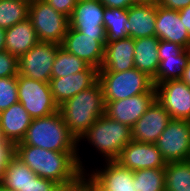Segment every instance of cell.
Listing matches in <instances>:
<instances>
[{"label":"cell","instance_id":"cell-1","mask_svg":"<svg viewBox=\"0 0 190 191\" xmlns=\"http://www.w3.org/2000/svg\"><path fill=\"white\" fill-rule=\"evenodd\" d=\"M14 155L37 176L58 184L74 181L84 171L78 163V152H57L32 145H14Z\"/></svg>","mask_w":190,"mask_h":191},{"label":"cell","instance_id":"cell-2","mask_svg":"<svg viewBox=\"0 0 190 191\" xmlns=\"http://www.w3.org/2000/svg\"><path fill=\"white\" fill-rule=\"evenodd\" d=\"M15 145H32L57 152H78V163L86 171L79 155L77 139L70 133L59 111L32 120L24 138ZM81 159V160H80Z\"/></svg>","mask_w":190,"mask_h":191},{"label":"cell","instance_id":"cell-3","mask_svg":"<svg viewBox=\"0 0 190 191\" xmlns=\"http://www.w3.org/2000/svg\"><path fill=\"white\" fill-rule=\"evenodd\" d=\"M65 124L77 139L105 114L103 88L99 81L87 90L81 91L59 106Z\"/></svg>","mask_w":190,"mask_h":191},{"label":"cell","instance_id":"cell-4","mask_svg":"<svg viewBox=\"0 0 190 191\" xmlns=\"http://www.w3.org/2000/svg\"><path fill=\"white\" fill-rule=\"evenodd\" d=\"M88 141L102 154L104 161L116 160L122 149L132 141V130L129 126L109 118L106 114L99 117L95 123L79 138V142Z\"/></svg>","mask_w":190,"mask_h":191},{"label":"cell","instance_id":"cell-5","mask_svg":"<svg viewBox=\"0 0 190 191\" xmlns=\"http://www.w3.org/2000/svg\"><path fill=\"white\" fill-rule=\"evenodd\" d=\"M104 101L123 100L137 94L156 92L152 78L137 68L121 72H98Z\"/></svg>","mask_w":190,"mask_h":191},{"label":"cell","instance_id":"cell-6","mask_svg":"<svg viewBox=\"0 0 190 191\" xmlns=\"http://www.w3.org/2000/svg\"><path fill=\"white\" fill-rule=\"evenodd\" d=\"M40 42L62 44L69 28V18L51 7L45 0L29 5V16Z\"/></svg>","mask_w":190,"mask_h":191},{"label":"cell","instance_id":"cell-7","mask_svg":"<svg viewBox=\"0 0 190 191\" xmlns=\"http://www.w3.org/2000/svg\"><path fill=\"white\" fill-rule=\"evenodd\" d=\"M17 87L18 100L33 119L49 116L59 111L49 83L18 74Z\"/></svg>","mask_w":190,"mask_h":191},{"label":"cell","instance_id":"cell-8","mask_svg":"<svg viewBox=\"0 0 190 191\" xmlns=\"http://www.w3.org/2000/svg\"><path fill=\"white\" fill-rule=\"evenodd\" d=\"M155 145L167 163L190 160V121L171 119Z\"/></svg>","mask_w":190,"mask_h":191},{"label":"cell","instance_id":"cell-9","mask_svg":"<svg viewBox=\"0 0 190 191\" xmlns=\"http://www.w3.org/2000/svg\"><path fill=\"white\" fill-rule=\"evenodd\" d=\"M60 47L53 42H39L18 59L19 74L49 83L53 62Z\"/></svg>","mask_w":190,"mask_h":191},{"label":"cell","instance_id":"cell-10","mask_svg":"<svg viewBox=\"0 0 190 191\" xmlns=\"http://www.w3.org/2000/svg\"><path fill=\"white\" fill-rule=\"evenodd\" d=\"M105 6L100 0L77 1L69 18V27L84 35L97 36L104 46L107 43L103 17Z\"/></svg>","mask_w":190,"mask_h":191},{"label":"cell","instance_id":"cell-11","mask_svg":"<svg viewBox=\"0 0 190 191\" xmlns=\"http://www.w3.org/2000/svg\"><path fill=\"white\" fill-rule=\"evenodd\" d=\"M157 101L172 119L190 121V87L181 79L168 80L155 86Z\"/></svg>","mask_w":190,"mask_h":191},{"label":"cell","instance_id":"cell-12","mask_svg":"<svg viewBox=\"0 0 190 191\" xmlns=\"http://www.w3.org/2000/svg\"><path fill=\"white\" fill-rule=\"evenodd\" d=\"M131 171L146 168H165L167 162L155 144L130 141L115 160Z\"/></svg>","mask_w":190,"mask_h":191},{"label":"cell","instance_id":"cell-13","mask_svg":"<svg viewBox=\"0 0 190 191\" xmlns=\"http://www.w3.org/2000/svg\"><path fill=\"white\" fill-rule=\"evenodd\" d=\"M155 99L156 92H147L123 100L104 101L105 114L132 128Z\"/></svg>","mask_w":190,"mask_h":191},{"label":"cell","instance_id":"cell-14","mask_svg":"<svg viewBox=\"0 0 190 191\" xmlns=\"http://www.w3.org/2000/svg\"><path fill=\"white\" fill-rule=\"evenodd\" d=\"M171 119L168 111L155 99L131 128L132 141L155 144Z\"/></svg>","mask_w":190,"mask_h":191},{"label":"cell","instance_id":"cell-15","mask_svg":"<svg viewBox=\"0 0 190 191\" xmlns=\"http://www.w3.org/2000/svg\"><path fill=\"white\" fill-rule=\"evenodd\" d=\"M61 47L79 59L84 60L90 66L98 70L101 68L105 46L100 41H97V36L84 35L69 27Z\"/></svg>","mask_w":190,"mask_h":191},{"label":"cell","instance_id":"cell-16","mask_svg":"<svg viewBox=\"0 0 190 191\" xmlns=\"http://www.w3.org/2000/svg\"><path fill=\"white\" fill-rule=\"evenodd\" d=\"M105 162L104 168L93 169L88 173L98 191H136L133 171L121 166L115 160Z\"/></svg>","mask_w":190,"mask_h":191},{"label":"cell","instance_id":"cell-17","mask_svg":"<svg viewBox=\"0 0 190 191\" xmlns=\"http://www.w3.org/2000/svg\"><path fill=\"white\" fill-rule=\"evenodd\" d=\"M98 81V69L89 66L86 70L61 78H51L49 86L58 106L77 93L87 90Z\"/></svg>","mask_w":190,"mask_h":191},{"label":"cell","instance_id":"cell-18","mask_svg":"<svg viewBox=\"0 0 190 191\" xmlns=\"http://www.w3.org/2000/svg\"><path fill=\"white\" fill-rule=\"evenodd\" d=\"M155 36L159 40L177 43L187 49L190 35L180 21L177 10L167 9L157 4Z\"/></svg>","mask_w":190,"mask_h":191},{"label":"cell","instance_id":"cell-19","mask_svg":"<svg viewBox=\"0 0 190 191\" xmlns=\"http://www.w3.org/2000/svg\"><path fill=\"white\" fill-rule=\"evenodd\" d=\"M134 39L127 37L115 41H107L104 59L98 72H121L135 68Z\"/></svg>","mask_w":190,"mask_h":191},{"label":"cell","instance_id":"cell-20","mask_svg":"<svg viewBox=\"0 0 190 191\" xmlns=\"http://www.w3.org/2000/svg\"><path fill=\"white\" fill-rule=\"evenodd\" d=\"M33 118L23 105L18 102L0 112V138L13 145L24 138Z\"/></svg>","mask_w":190,"mask_h":191},{"label":"cell","instance_id":"cell-21","mask_svg":"<svg viewBox=\"0 0 190 191\" xmlns=\"http://www.w3.org/2000/svg\"><path fill=\"white\" fill-rule=\"evenodd\" d=\"M157 4L136 3L127 9L129 37L155 36Z\"/></svg>","mask_w":190,"mask_h":191},{"label":"cell","instance_id":"cell-22","mask_svg":"<svg viewBox=\"0 0 190 191\" xmlns=\"http://www.w3.org/2000/svg\"><path fill=\"white\" fill-rule=\"evenodd\" d=\"M40 42L29 18L18 22L5 32V50L18 59Z\"/></svg>","mask_w":190,"mask_h":191},{"label":"cell","instance_id":"cell-23","mask_svg":"<svg viewBox=\"0 0 190 191\" xmlns=\"http://www.w3.org/2000/svg\"><path fill=\"white\" fill-rule=\"evenodd\" d=\"M156 36L134 39V66L154 78L159 67L158 44Z\"/></svg>","mask_w":190,"mask_h":191},{"label":"cell","instance_id":"cell-24","mask_svg":"<svg viewBox=\"0 0 190 191\" xmlns=\"http://www.w3.org/2000/svg\"><path fill=\"white\" fill-rule=\"evenodd\" d=\"M38 176L19 158L13 155L4 170L0 186L11 191H27L32 178Z\"/></svg>","mask_w":190,"mask_h":191},{"label":"cell","instance_id":"cell-25","mask_svg":"<svg viewBox=\"0 0 190 191\" xmlns=\"http://www.w3.org/2000/svg\"><path fill=\"white\" fill-rule=\"evenodd\" d=\"M103 23L107 41L129 37L127 9L105 7Z\"/></svg>","mask_w":190,"mask_h":191},{"label":"cell","instance_id":"cell-26","mask_svg":"<svg viewBox=\"0 0 190 191\" xmlns=\"http://www.w3.org/2000/svg\"><path fill=\"white\" fill-rule=\"evenodd\" d=\"M165 191H190V160L167 163Z\"/></svg>","mask_w":190,"mask_h":191},{"label":"cell","instance_id":"cell-27","mask_svg":"<svg viewBox=\"0 0 190 191\" xmlns=\"http://www.w3.org/2000/svg\"><path fill=\"white\" fill-rule=\"evenodd\" d=\"M189 61V54L185 49L178 57L166 58L159 62V67L155 77L152 79L154 85L168 81L181 79L184 69Z\"/></svg>","mask_w":190,"mask_h":191},{"label":"cell","instance_id":"cell-28","mask_svg":"<svg viewBox=\"0 0 190 191\" xmlns=\"http://www.w3.org/2000/svg\"><path fill=\"white\" fill-rule=\"evenodd\" d=\"M90 65L60 47L53 62L51 78L66 77L86 70Z\"/></svg>","mask_w":190,"mask_h":191},{"label":"cell","instance_id":"cell-29","mask_svg":"<svg viewBox=\"0 0 190 191\" xmlns=\"http://www.w3.org/2000/svg\"><path fill=\"white\" fill-rule=\"evenodd\" d=\"M29 3L23 0H0V27L7 29L29 16Z\"/></svg>","mask_w":190,"mask_h":191},{"label":"cell","instance_id":"cell-30","mask_svg":"<svg viewBox=\"0 0 190 191\" xmlns=\"http://www.w3.org/2000/svg\"><path fill=\"white\" fill-rule=\"evenodd\" d=\"M136 191H165V168L133 171Z\"/></svg>","mask_w":190,"mask_h":191},{"label":"cell","instance_id":"cell-31","mask_svg":"<svg viewBox=\"0 0 190 191\" xmlns=\"http://www.w3.org/2000/svg\"><path fill=\"white\" fill-rule=\"evenodd\" d=\"M18 102L17 76L0 78V112Z\"/></svg>","mask_w":190,"mask_h":191},{"label":"cell","instance_id":"cell-32","mask_svg":"<svg viewBox=\"0 0 190 191\" xmlns=\"http://www.w3.org/2000/svg\"><path fill=\"white\" fill-rule=\"evenodd\" d=\"M18 74V58L6 50L0 52V78L18 76Z\"/></svg>","mask_w":190,"mask_h":191},{"label":"cell","instance_id":"cell-33","mask_svg":"<svg viewBox=\"0 0 190 191\" xmlns=\"http://www.w3.org/2000/svg\"><path fill=\"white\" fill-rule=\"evenodd\" d=\"M94 188L93 179L84 171L74 181L60 185L57 191H93Z\"/></svg>","mask_w":190,"mask_h":191},{"label":"cell","instance_id":"cell-34","mask_svg":"<svg viewBox=\"0 0 190 191\" xmlns=\"http://www.w3.org/2000/svg\"><path fill=\"white\" fill-rule=\"evenodd\" d=\"M185 48L177 43L160 40L158 44L159 61L170 57H178Z\"/></svg>","mask_w":190,"mask_h":191},{"label":"cell","instance_id":"cell-35","mask_svg":"<svg viewBox=\"0 0 190 191\" xmlns=\"http://www.w3.org/2000/svg\"><path fill=\"white\" fill-rule=\"evenodd\" d=\"M60 184L54 180L37 177L32 178L30 183L27 185V191H57Z\"/></svg>","mask_w":190,"mask_h":191},{"label":"cell","instance_id":"cell-36","mask_svg":"<svg viewBox=\"0 0 190 191\" xmlns=\"http://www.w3.org/2000/svg\"><path fill=\"white\" fill-rule=\"evenodd\" d=\"M14 155V145L0 138V182L9 159Z\"/></svg>","mask_w":190,"mask_h":191},{"label":"cell","instance_id":"cell-37","mask_svg":"<svg viewBox=\"0 0 190 191\" xmlns=\"http://www.w3.org/2000/svg\"><path fill=\"white\" fill-rule=\"evenodd\" d=\"M78 0H45L57 12L70 18Z\"/></svg>","mask_w":190,"mask_h":191},{"label":"cell","instance_id":"cell-38","mask_svg":"<svg viewBox=\"0 0 190 191\" xmlns=\"http://www.w3.org/2000/svg\"><path fill=\"white\" fill-rule=\"evenodd\" d=\"M159 5L167 9L179 11L190 5V0H160Z\"/></svg>","mask_w":190,"mask_h":191},{"label":"cell","instance_id":"cell-39","mask_svg":"<svg viewBox=\"0 0 190 191\" xmlns=\"http://www.w3.org/2000/svg\"><path fill=\"white\" fill-rule=\"evenodd\" d=\"M106 8H122L128 9L130 6L136 4L135 0H100Z\"/></svg>","mask_w":190,"mask_h":191},{"label":"cell","instance_id":"cell-40","mask_svg":"<svg viewBox=\"0 0 190 191\" xmlns=\"http://www.w3.org/2000/svg\"><path fill=\"white\" fill-rule=\"evenodd\" d=\"M180 21L184 24L190 35V5L178 11Z\"/></svg>","mask_w":190,"mask_h":191},{"label":"cell","instance_id":"cell-41","mask_svg":"<svg viewBox=\"0 0 190 191\" xmlns=\"http://www.w3.org/2000/svg\"><path fill=\"white\" fill-rule=\"evenodd\" d=\"M181 80L190 87V59L187 63L186 68L184 69V73L181 77Z\"/></svg>","mask_w":190,"mask_h":191},{"label":"cell","instance_id":"cell-42","mask_svg":"<svg viewBox=\"0 0 190 191\" xmlns=\"http://www.w3.org/2000/svg\"><path fill=\"white\" fill-rule=\"evenodd\" d=\"M5 32L6 29L0 27V52L5 51Z\"/></svg>","mask_w":190,"mask_h":191},{"label":"cell","instance_id":"cell-43","mask_svg":"<svg viewBox=\"0 0 190 191\" xmlns=\"http://www.w3.org/2000/svg\"><path fill=\"white\" fill-rule=\"evenodd\" d=\"M160 0H135V3L159 4Z\"/></svg>","mask_w":190,"mask_h":191},{"label":"cell","instance_id":"cell-44","mask_svg":"<svg viewBox=\"0 0 190 191\" xmlns=\"http://www.w3.org/2000/svg\"><path fill=\"white\" fill-rule=\"evenodd\" d=\"M187 51H188L189 59H190V44H189L188 47H187Z\"/></svg>","mask_w":190,"mask_h":191},{"label":"cell","instance_id":"cell-45","mask_svg":"<svg viewBox=\"0 0 190 191\" xmlns=\"http://www.w3.org/2000/svg\"><path fill=\"white\" fill-rule=\"evenodd\" d=\"M0 191H11V190H7V189L2 188V187L0 186Z\"/></svg>","mask_w":190,"mask_h":191},{"label":"cell","instance_id":"cell-46","mask_svg":"<svg viewBox=\"0 0 190 191\" xmlns=\"http://www.w3.org/2000/svg\"><path fill=\"white\" fill-rule=\"evenodd\" d=\"M23 1H26V2H28L29 4H31L33 1H35V0H23Z\"/></svg>","mask_w":190,"mask_h":191}]
</instances>
